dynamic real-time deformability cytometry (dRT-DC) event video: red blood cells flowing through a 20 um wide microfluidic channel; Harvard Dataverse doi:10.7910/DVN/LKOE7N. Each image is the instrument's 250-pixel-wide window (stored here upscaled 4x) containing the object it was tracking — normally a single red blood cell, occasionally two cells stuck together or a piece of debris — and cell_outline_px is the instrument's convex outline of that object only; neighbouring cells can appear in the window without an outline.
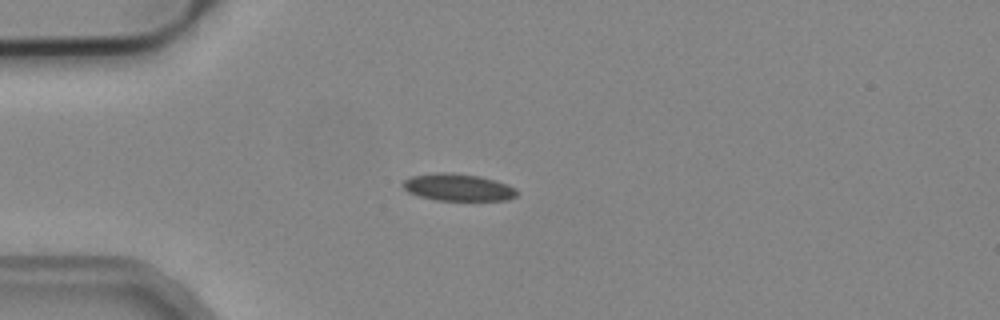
{"species": "common noctule bat (a hibernating species)", "species_latin": "Nyctalus noctula", "temperature_condition": "cold", "stored_images_in_passage": 4, "camera_frame_rate_fps": 3000, "um_per_image_px": 0.085, "animal": {"sex": "male", "body_mass_g": 19.2, "forearm_length_mm": 51.8}, "frame": {"image": 1, "passage_image": 1, "time_ms": 0.0, "image_size_px": [1000, 320], "cell_outline_px": [[516, 196], [508, 200], [436, 200], [420, 196], [408, 192], [400, 184], [404, 180], [412, 176], [440, 172], [452, 172], [480, 176], [508, 184], [516, 188]], "centroid_in_image_um": [38.93, 15.92], "position_along_channel_um": 46.1, "area_um2": 18.03}}